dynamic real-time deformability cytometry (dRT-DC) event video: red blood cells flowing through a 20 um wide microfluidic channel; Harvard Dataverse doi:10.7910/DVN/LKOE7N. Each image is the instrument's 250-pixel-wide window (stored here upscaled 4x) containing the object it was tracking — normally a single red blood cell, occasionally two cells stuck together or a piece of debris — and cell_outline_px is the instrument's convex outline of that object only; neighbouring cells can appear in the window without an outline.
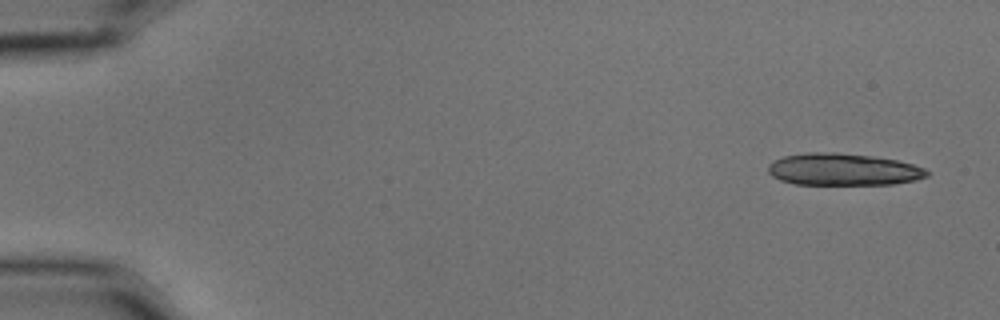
{"species": "common noctule bat (a hibernating species)", "species_latin": "Nyctalus noctula", "temperature_condition": "cold", "stored_images_in_passage": 5, "camera_frame_rate_fps": 3000, "um_per_image_px": 0.085, "animal": {"sex": "male", "body_mass_g": 15.6}, "frame": {"image": 1, "passage_image": 1, "time_ms": 0.0, "image_size_px": [1000, 320], "cell_outline_px": [[932, 172], [928, 176], [916, 180], [892, 184], [796, 184], [780, 180], [772, 176], [768, 172], [768, 164], [772, 160], [784, 156], [808, 152], [836, 152], [872, 156], [896, 160], [912, 164], [924, 168]], "centroid_in_image_um": [71.66, 14.4], "position_along_channel_um": 13.3, "area_um2": 29.77}}